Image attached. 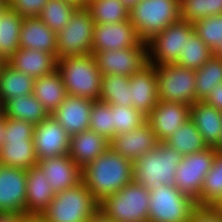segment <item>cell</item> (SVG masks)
I'll use <instances>...</instances> for the list:
<instances>
[{"instance_id": "1", "label": "cell", "mask_w": 222, "mask_h": 222, "mask_svg": "<svg viewBox=\"0 0 222 222\" xmlns=\"http://www.w3.org/2000/svg\"><path fill=\"white\" fill-rule=\"evenodd\" d=\"M132 170L133 162L109 147L82 169V182L101 202L133 181Z\"/></svg>"}, {"instance_id": "2", "label": "cell", "mask_w": 222, "mask_h": 222, "mask_svg": "<svg viewBox=\"0 0 222 222\" xmlns=\"http://www.w3.org/2000/svg\"><path fill=\"white\" fill-rule=\"evenodd\" d=\"M183 157L173 147L159 142L133 162V181L149 191L158 189L161 184L175 186V171Z\"/></svg>"}, {"instance_id": "3", "label": "cell", "mask_w": 222, "mask_h": 222, "mask_svg": "<svg viewBox=\"0 0 222 222\" xmlns=\"http://www.w3.org/2000/svg\"><path fill=\"white\" fill-rule=\"evenodd\" d=\"M99 212V202L81 182L55 194L39 216L44 222H88Z\"/></svg>"}, {"instance_id": "4", "label": "cell", "mask_w": 222, "mask_h": 222, "mask_svg": "<svg viewBox=\"0 0 222 222\" xmlns=\"http://www.w3.org/2000/svg\"><path fill=\"white\" fill-rule=\"evenodd\" d=\"M57 70L68 95L99 100L102 73L94 54L58 59Z\"/></svg>"}, {"instance_id": "5", "label": "cell", "mask_w": 222, "mask_h": 222, "mask_svg": "<svg viewBox=\"0 0 222 222\" xmlns=\"http://www.w3.org/2000/svg\"><path fill=\"white\" fill-rule=\"evenodd\" d=\"M99 212L112 222H148L149 190L132 181L99 202Z\"/></svg>"}, {"instance_id": "6", "label": "cell", "mask_w": 222, "mask_h": 222, "mask_svg": "<svg viewBox=\"0 0 222 222\" xmlns=\"http://www.w3.org/2000/svg\"><path fill=\"white\" fill-rule=\"evenodd\" d=\"M35 125L5 117L4 143L0 149V165L28 170L38 159L33 142Z\"/></svg>"}, {"instance_id": "7", "label": "cell", "mask_w": 222, "mask_h": 222, "mask_svg": "<svg viewBox=\"0 0 222 222\" xmlns=\"http://www.w3.org/2000/svg\"><path fill=\"white\" fill-rule=\"evenodd\" d=\"M129 19L143 42L162 32L180 18V0H140L129 12Z\"/></svg>"}, {"instance_id": "8", "label": "cell", "mask_w": 222, "mask_h": 222, "mask_svg": "<svg viewBox=\"0 0 222 222\" xmlns=\"http://www.w3.org/2000/svg\"><path fill=\"white\" fill-rule=\"evenodd\" d=\"M197 203L176 186L161 184L149 191L148 222H189Z\"/></svg>"}, {"instance_id": "9", "label": "cell", "mask_w": 222, "mask_h": 222, "mask_svg": "<svg viewBox=\"0 0 222 222\" xmlns=\"http://www.w3.org/2000/svg\"><path fill=\"white\" fill-rule=\"evenodd\" d=\"M153 66L159 100L184 103L189 106L197 102L195 70L181 67L176 63Z\"/></svg>"}, {"instance_id": "10", "label": "cell", "mask_w": 222, "mask_h": 222, "mask_svg": "<svg viewBox=\"0 0 222 222\" xmlns=\"http://www.w3.org/2000/svg\"><path fill=\"white\" fill-rule=\"evenodd\" d=\"M95 22L86 8H78L57 33L56 59L91 54Z\"/></svg>"}, {"instance_id": "11", "label": "cell", "mask_w": 222, "mask_h": 222, "mask_svg": "<svg viewBox=\"0 0 222 222\" xmlns=\"http://www.w3.org/2000/svg\"><path fill=\"white\" fill-rule=\"evenodd\" d=\"M194 32L193 23L179 20L147 41L148 63L151 65L175 64L184 51L186 39Z\"/></svg>"}, {"instance_id": "12", "label": "cell", "mask_w": 222, "mask_h": 222, "mask_svg": "<svg viewBox=\"0 0 222 222\" xmlns=\"http://www.w3.org/2000/svg\"><path fill=\"white\" fill-rule=\"evenodd\" d=\"M216 151V148L208 147L204 151L185 155L176 168L175 186L195 201L200 197L204 177L213 166Z\"/></svg>"}, {"instance_id": "13", "label": "cell", "mask_w": 222, "mask_h": 222, "mask_svg": "<svg viewBox=\"0 0 222 222\" xmlns=\"http://www.w3.org/2000/svg\"><path fill=\"white\" fill-rule=\"evenodd\" d=\"M102 75L114 74L131 76L148 64L147 42L139 47L119 50H103L94 54Z\"/></svg>"}, {"instance_id": "14", "label": "cell", "mask_w": 222, "mask_h": 222, "mask_svg": "<svg viewBox=\"0 0 222 222\" xmlns=\"http://www.w3.org/2000/svg\"><path fill=\"white\" fill-rule=\"evenodd\" d=\"M143 41L130 19L112 24L95 23L91 53L103 50H119L127 47H139Z\"/></svg>"}, {"instance_id": "15", "label": "cell", "mask_w": 222, "mask_h": 222, "mask_svg": "<svg viewBox=\"0 0 222 222\" xmlns=\"http://www.w3.org/2000/svg\"><path fill=\"white\" fill-rule=\"evenodd\" d=\"M33 142L38 160L63 156L69 152L70 135L50 115L38 125H35Z\"/></svg>"}, {"instance_id": "16", "label": "cell", "mask_w": 222, "mask_h": 222, "mask_svg": "<svg viewBox=\"0 0 222 222\" xmlns=\"http://www.w3.org/2000/svg\"><path fill=\"white\" fill-rule=\"evenodd\" d=\"M26 170L0 165V214H25Z\"/></svg>"}, {"instance_id": "17", "label": "cell", "mask_w": 222, "mask_h": 222, "mask_svg": "<svg viewBox=\"0 0 222 222\" xmlns=\"http://www.w3.org/2000/svg\"><path fill=\"white\" fill-rule=\"evenodd\" d=\"M190 119V106L184 103L158 100V104L146 116V122L152 127L159 142Z\"/></svg>"}, {"instance_id": "18", "label": "cell", "mask_w": 222, "mask_h": 222, "mask_svg": "<svg viewBox=\"0 0 222 222\" xmlns=\"http://www.w3.org/2000/svg\"><path fill=\"white\" fill-rule=\"evenodd\" d=\"M159 141L147 122L137 129L122 134H116L110 141V147L132 162L154 149Z\"/></svg>"}, {"instance_id": "19", "label": "cell", "mask_w": 222, "mask_h": 222, "mask_svg": "<svg viewBox=\"0 0 222 222\" xmlns=\"http://www.w3.org/2000/svg\"><path fill=\"white\" fill-rule=\"evenodd\" d=\"M37 165L49 180L55 193L74 187L82 182V169L66 154L38 160Z\"/></svg>"}, {"instance_id": "20", "label": "cell", "mask_w": 222, "mask_h": 222, "mask_svg": "<svg viewBox=\"0 0 222 222\" xmlns=\"http://www.w3.org/2000/svg\"><path fill=\"white\" fill-rule=\"evenodd\" d=\"M129 84L131 106L147 116L159 100L154 66L148 63L138 73L131 75Z\"/></svg>"}, {"instance_id": "21", "label": "cell", "mask_w": 222, "mask_h": 222, "mask_svg": "<svg viewBox=\"0 0 222 222\" xmlns=\"http://www.w3.org/2000/svg\"><path fill=\"white\" fill-rule=\"evenodd\" d=\"M93 101L79 96L67 95L51 114L70 136L89 129Z\"/></svg>"}, {"instance_id": "22", "label": "cell", "mask_w": 222, "mask_h": 222, "mask_svg": "<svg viewBox=\"0 0 222 222\" xmlns=\"http://www.w3.org/2000/svg\"><path fill=\"white\" fill-rule=\"evenodd\" d=\"M26 205L27 216H40L55 197L49 180L41 168L36 165L26 170Z\"/></svg>"}, {"instance_id": "23", "label": "cell", "mask_w": 222, "mask_h": 222, "mask_svg": "<svg viewBox=\"0 0 222 222\" xmlns=\"http://www.w3.org/2000/svg\"><path fill=\"white\" fill-rule=\"evenodd\" d=\"M6 63L17 71L36 79L51 74L57 69L54 54L36 49L19 48Z\"/></svg>"}, {"instance_id": "24", "label": "cell", "mask_w": 222, "mask_h": 222, "mask_svg": "<svg viewBox=\"0 0 222 222\" xmlns=\"http://www.w3.org/2000/svg\"><path fill=\"white\" fill-rule=\"evenodd\" d=\"M110 147V141L88 129L70 136L68 155L83 169Z\"/></svg>"}, {"instance_id": "25", "label": "cell", "mask_w": 222, "mask_h": 222, "mask_svg": "<svg viewBox=\"0 0 222 222\" xmlns=\"http://www.w3.org/2000/svg\"><path fill=\"white\" fill-rule=\"evenodd\" d=\"M57 34L39 17L24 18L20 30V48L36 49L56 56Z\"/></svg>"}, {"instance_id": "26", "label": "cell", "mask_w": 222, "mask_h": 222, "mask_svg": "<svg viewBox=\"0 0 222 222\" xmlns=\"http://www.w3.org/2000/svg\"><path fill=\"white\" fill-rule=\"evenodd\" d=\"M190 120L195 124L208 147L219 144L222 131V111L207 105L204 101H197L190 106Z\"/></svg>"}, {"instance_id": "27", "label": "cell", "mask_w": 222, "mask_h": 222, "mask_svg": "<svg viewBox=\"0 0 222 222\" xmlns=\"http://www.w3.org/2000/svg\"><path fill=\"white\" fill-rule=\"evenodd\" d=\"M2 105L3 114L6 118L27 121L33 125H38L50 116L33 93L9 98Z\"/></svg>"}, {"instance_id": "28", "label": "cell", "mask_w": 222, "mask_h": 222, "mask_svg": "<svg viewBox=\"0 0 222 222\" xmlns=\"http://www.w3.org/2000/svg\"><path fill=\"white\" fill-rule=\"evenodd\" d=\"M33 94L50 115L60 106L68 95L57 69L51 74L35 79Z\"/></svg>"}, {"instance_id": "29", "label": "cell", "mask_w": 222, "mask_h": 222, "mask_svg": "<svg viewBox=\"0 0 222 222\" xmlns=\"http://www.w3.org/2000/svg\"><path fill=\"white\" fill-rule=\"evenodd\" d=\"M24 18L8 5L0 13V57L5 61L20 48V30Z\"/></svg>"}, {"instance_id": "30", "label": "cell", "mask_w": 222, "mask_h": 222, "mask_svg": "<svg viewBox=\"0 0 222 222\" xmlns=\"http://www.w3.org/2000/svg\"><path fill=\"white\" fill-rule=\"evenodd\" d=\"M35 79L5 63L0 71V101L33 93Z\"/></svg>"}, {"instance_id": "31", "label": "cell", "mask_w": 222, "mask_h": 222, "mask_svg": "<svg viewBox=\"0 0 222 222\" xmlns=\"http://www.w3.org/2000/svg\"><path fill=\"white\" fill-rule=\"evenodd\" d=\"M163 142L173 147L183 156L204 151L208 148L204 143L202 135L190 119L183 125L179 126L178 129H176L171 136Z\"/></svg>"}, {"instance_id": "32", "label": "cell", "mask_w": 222, "mask_h": 222, "mask_svg": "<svg viewBox=\"0 0 222 222\" xmlns=\"http://www.w3.org/2000/svg\"><path fill=\"white\" fill-rule=\"evenodd\" d=\"M129 76L102 75L99 100L117 106H131Z\"/></svg>"}, {"instance_id": "33", "label": "cell", "mask_w": 222, "mask_h": 222, "mask_svg": "<svg viewBox=\"0 0 222 222\" xmlns=\"http://www.w3.org/2000/svg\"><path fill=\"white\" fill-rule=\"evenodd\" d=\"M95 23L112 24L124 22L129 19L130 10L121 0H91L85 7Z\"/></svg>"}, {"instance_id": "34", "label": "cell", "mask_w": 222, "mask_h": 222, "mask_svg": "<svg viewBox=\"0 0 222 222\" xmlns=\"http://www.w3.org/2000/svg\"><path fill=\"white\" fill-rule=\"evenodd\" d=\"M197 101H204L214 88L222 83V58L214 55L195 70Z\"/></svg>"}, {"instance_id": "35", "label": "cell", "mask_w": 222, "mask_h": 222, "mask_svg": "<svg viewBox=\"0 0 222 222\" xmlns=\"http://www.w3.org/2000/svg\"><path fill=\"white\" fill-rule=\"evenodd\" d=\"M222 196V151H216L212 168L204 177L199 199V207H212Z\"/></svg>"}, {"instance_id": "36", "label": "cell", "mask_w": 222, "mask_h": 222, "mask_svg": "<svg viewBox=\"0 0 222 222\" xmlns=\"http://www.w3.org/2000/svg\"><path fill=\"white\" fill-rule=\"evenodd\" d=\"M78 8L66 0H48L39 18L57 34L66 26Z\"/></svg>"}, {"instance_id": "37", "label": "cell", "mask_w": 222, "mask_h": 222, "mask_svg": "<svg viewBox=\"0 0 222 222\" xmlns=\"http://www.w3.org/2000/svg\"><path fill=\"white\" fill-rule=\"evenodd\" d=\"M214 56V52L199 38L195 31L186 39L184 51L177 63L181 67L197 70Z\"/></svg>"}, {"instance_id": "38", "label": "cell", "mask_w": 222, "mask_h": 222, "mask_svg": "<svg viewBox=\"0 0 222 222\" xmlns=\"http://www.w3.org/2000/svg\"><path fill=\"white\" fill-rule=\"evenodd\" d=\"M220 14L222 0H180V18L189 23Z\"/></svg>"}, {"instance_id": "39", "label": "cell", "mask_w": 222, "mask_h": 222, "mask_svg": "<svg viewBox=\"0 0 222 222\" xmlns=\"http://www.w3.org/2000/svg\"><path fill=\"white\" fill-rule=\"evenodd\" d=\"M89 129L111 141L114 137L113 111L108 103L93 101Z\"/></svg>"}, {"instance_id": "40", "label": "cell", "mask_w": 222, "mask_h": 222, "mask_svg": "<svg viewBox=\"0 0 222 222\" xmlns=\"http://www.w3.org/2000/svg\"><path fill=\"white\" fill-rule=\"evenodd\" d=\"M193 25L195 33L213 52L222 45V14L203 18Z\"/></svg>"}, {"instance_id": "41", "label": "cell", "mask_w": 222, "mask_h": 222, "mask_svg": "<svg viewBox=\"0 0 222 222\" xmlns=\"http://www.w3.org/2000/svg\"><path fill=\"white\" fill-rule=\"evenodd\" d=\"M109 106L113 111L114 136L137 129L146 122V116L132 106Z\"/></svg>"}, {"instance_id": "42", "label": "cell", "mask_w": 222, "mask_h": 222, "mask_svg": "<svg viewBox=\"0 0 222 222\" xmlns=\"http://www.w3.org/2000/svg\"><path fill=\"white\" fill-rule=\"evenodd\" d=\"M48 0H8L7 5L17 14L26 17H39Z\"/></svg>"}, {"instance_id": "43", "label": "cell", "mask_w": 222, "mask_h": 222, "mask_svg": "<svg viewBox=\"0 0 222 222\" xmlns=\"http://www.w3.org/2000/svg\"><path fill=\"white\" fill-rule=\"evenodd\" d=\"M189 222H222V214L212 207H197Z\"/></svg>"}, {"instance_id": "44", "label": "cell", "mask_w": 222, "mask_h": 222, "mask_svg": "<svg viewBox=\"0 0 222 222\" xmlns=\"http://www.w3.org/2000/svg\"><path fill=\"white\" fill-rule=\"evenodd\" d=\"M207 105L213 106L219 111H222V83L218 84L210 95L204 99Z\"/></svg>"}, {"instance_id": "45", "label": "cell", "mask_w": 222, "mask_h": 222, "mask_svg": "<svg viewBox=\"0 0 222 222\" xmlns=\"http://www.w3.org/2000/svg\"><path fill=\"white\" fill-rule=\"evenodd\" d=\"M27 217L24 213H1L0 222H25Z\"/></svg>"}, {"instance_id": "46", "label": "cell", "mask_w": 222, "mask_h": 222, "mask_svg": "<svg viewBox=\"0 0 222 222\" xmlns=\"http://www.w3.org/2000/svg\"><path fill=\"white\" fill-rule=\"evenodd\" d=\"M4 127H5V116L2 113L0 115V149L2 148L3 143H4V134H5Z\"/></svg>"}, {"instance_id": "47", "label": "cell", "mask_w": 222, "mask_h": 222, "mask_svg": "<svg viewBox=\"0 0 222 222\" xmlns=\"http://www.w3.org/2000/svg\"><path fill=\"white\" fill-rule=\"evenodd\" d=\"M88 222H112L105 218L100 212H98L90 221Z\"/></svg>"}, {"instance_id": "48", "label": "cell", "mask_w": 222, "mask_h": 222, "mask_svg": "<svg viewBox=\"0 0 222 222\" xmlns=\"http://www.w3.org/2000/svg\"><path fill=\"white\" fill-rule=\"evenodd\" d=\"M140 0H121V2L131 10Z\"/></svg>"}, {"instance_id": "49", "label": "cell", "mask_w": 222, "mask_h": 222, "mask_svg": "<svg viewBox=\"0 0 222 222\" xmlns=\"http://www.w3.org/2000/svg\"><path fill=\"white\" fill-rule=\"evenodd\" d=\"M213 209H215L218 213L222 214V196L219 198V200L212 206Z\"/></svg>"}, {"instance_id": "50", "label": "cell", "mask_w": 222, "mask_h": 222, "mask_svg": "<svg viewBox=\"0 0 222 222\" xmlns=\"http://www.w3.org/2000/svg\"><path fill=\"white\" fill-rule=\"evenodd\" d=\"M72 4H75L79 8H85L86 3L83 0H66Z\"/></svg>"}, {"instance_id": "51", "label": "cell", "mask_w": 222, "mask_h": 222, "mask_svg": "<svg viewBox=\"0 0 222 222\" xmlns=\"http://www.w3.org/2000/svg\"><path fill=\"white\" fill-rule=\"evenodd\" d=\"M25 222H44L39 216H28Z\"/></svg>"}, {"instance_id": "52", "label": "cell", "mask_w": 222, "mask_h": 222, "mask_svg": "<svg viewBox=\"0 0 222 222\" xmlns=\"http://www.w3.org/2000/svg\"><path fill=\"white\" fill-rule=\"evenodd\" d=\"M7 6L6 0H0V13L4 10V8Z\"/></svg>"}, {"instance_id": "53", "label": "cell", "mask_w": 222, "mask_h": 222, "mask_svg": "<svg viewBox=\"0 0 222 222\" xmlns=\"http://www.w3.org/2000/svg\"><path fill=\"white\" fill-rule=\"evenodd\" d=\"M214 55L222 58V45L214 52Z\"/></svg>"}, {"instance_id": "54", "label": "cell", "mask_w": 222, "mask_h": 222, "mask_svg": "<svg viewBox=\"0 0 222 222\" xmlns=\"http://www.w3.org/2000/svg\"><path fill=\"white\" fill-rule=\"evenodd\" d=\"M215 148L217 149V151H222V131L220 135L219 144Z\"/></svg>"}, {"instance_id": "55", "label": "cell", "mask_w": 222, "mask_h": 222, "mask_svg": "<svg viewBox=\"0 0 222 222\" xmlns=\"http://www.w3.org/2000/svg\"><path fill=\"white\" fill-rule=\"evenodd\" d=\"M5 63L6 61L2 57H0V71Z\"/></svg>"}, {"instance_id": "56", "label": "cell", "mask_w": 222, "mask_h": 222, "mask_svg": "<svg viewBox=\"0 0 222 222\" xmlns=\"http://www.w3.org/2000/svg\"><path fill=\"white\" fill-rule=\"evenodd\" d=\"M3 113V105H2V103H1V101H0V115Z\"/></svg>"}, {"instance_id": "57", "label": "cell", "mask_w": 222, "mask_h": 222, "mask_svg": "<svg viewBox=\"0 0 222 222\" xmlns=\"http://www.w3.org/2000/svg\"><path fill=\"white\" fill-rule=\"evenodd\" d=\"M86 4L89 2V1H91V0H83Z\"/></svg>"}]
</instances>
